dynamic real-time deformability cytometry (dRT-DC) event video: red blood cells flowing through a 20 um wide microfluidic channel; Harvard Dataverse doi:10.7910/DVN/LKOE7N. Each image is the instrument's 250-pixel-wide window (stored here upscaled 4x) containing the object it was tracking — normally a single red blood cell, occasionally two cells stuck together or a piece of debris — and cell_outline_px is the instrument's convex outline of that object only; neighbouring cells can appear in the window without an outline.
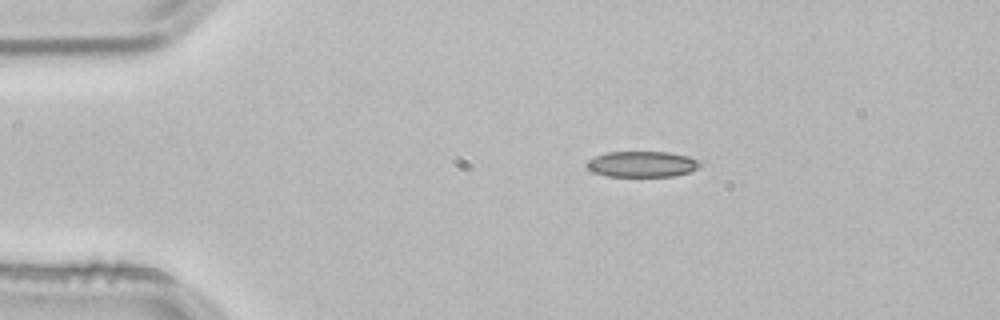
{"species": "common noctule bat (a hibernating species)", "species_latin": "Nyctalus noctula", "temperature_condition": "room temperature", "stored_images_in_passage": 3, "camera_frame_rate_fps": 3000, "um_per_image_px": 0.085, "animal": {"sex": "male", "body_mass_g": 21.5, "forearm_length_mm": 52.0}, "frame": {"image": 1, "passage_image": 3, "time_ms": 0.667, "image_size_px": [1000, 320], "cell_outline_px": [[704, 164], [688, 172], [676, 176], [608, 176], [592, 172], [584, 164], [588, 160], [596, 156], [608, 152], [668, 152], [688, 156], [700, 160]], "centroid_in_image_um": [54.59, 13.95], "position_along_channel_um": 30.4, "area_um2": 17.11}}